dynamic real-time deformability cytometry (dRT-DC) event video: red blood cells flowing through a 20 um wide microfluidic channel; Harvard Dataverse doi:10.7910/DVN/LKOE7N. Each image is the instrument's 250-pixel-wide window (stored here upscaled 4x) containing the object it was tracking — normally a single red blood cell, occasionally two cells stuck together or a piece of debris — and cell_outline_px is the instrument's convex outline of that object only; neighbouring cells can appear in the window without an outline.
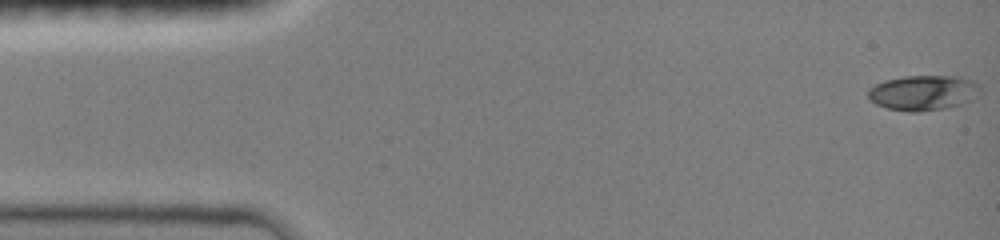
{"species": "common noctule bat (a hibernating species)", "species_latin": "Nyctalus noctula", "temperature_condition": "room temperature", "stored_images_in_passage": 42, "camera_frame_rate_fps": 3000, "um_per_image_px": 0.085, "animal": {"sex": "female", "body_mass_g": 19.0, "forearm_length_mm": 51.5}, "frame": {"image": 1, "passage_image": 1, "time_ms": 0.0, "image_size_px": [1000, 240], "cell_outline_px": [[980, 96], [964, 104], [944, 108], [920, 112], [908, 112], [888, 108], [876, 104], [868, 96], [868, 88], [884, 80], [904, 76], [960, 76], [972, 80], [980, 84]], "centroid_in_image_um": [78.53, 7.88], "position_along_channel_um": 6.5, "area_um2": 23.29}}
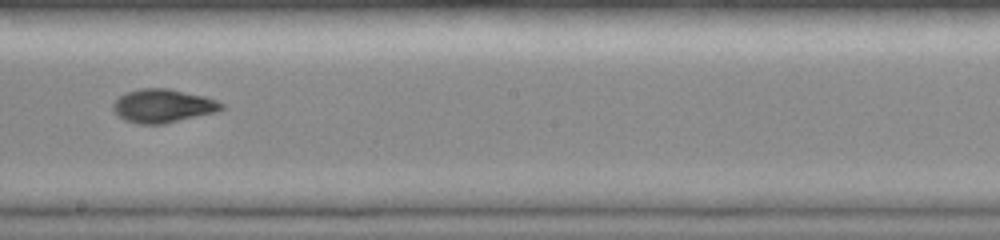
{"frame": {"image": 2, "passage_image": 27, "time_ms": 8.667, "image_size_px": [1000, 240], "cell_outline_px": [[224, 108], [216, 112], [164, 124], [136, 124], [124, 120], [112, 108], [112, 104], [120, 96], [128, 92], [140, 88], [168, 88], [204, 96], [216, 100], [224, 104]], "centroid_in_image_um": [13.85, 9.0], "position_along_channel_um": 234.3, "area_um2": 21.1}}
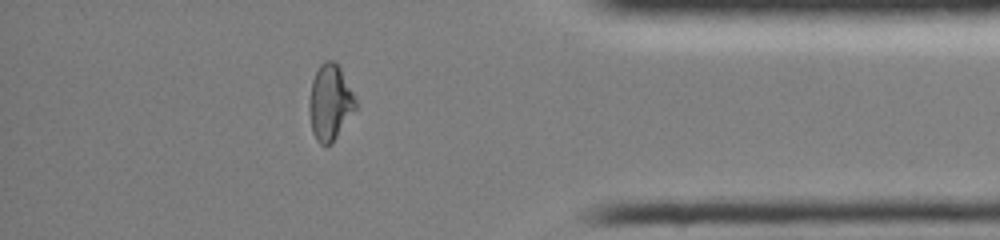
{"frame": {"image": 3, "passage_image": 41, "time_ms": 13.333, "image_size_px": [1000, 240], "cell_outline_px": [[356, 108], [332, 144], [320, 144], [316, 140], [312, 132], [308, 108], [308, 104], [312, 80], [320, 64], [324, 60], [332, 60], [340, 68], [356, 100]], "centroid_in_image_um": [28.02, 8.72], "position_along_channel_um": 407.2, "area_um2": 20.35}}